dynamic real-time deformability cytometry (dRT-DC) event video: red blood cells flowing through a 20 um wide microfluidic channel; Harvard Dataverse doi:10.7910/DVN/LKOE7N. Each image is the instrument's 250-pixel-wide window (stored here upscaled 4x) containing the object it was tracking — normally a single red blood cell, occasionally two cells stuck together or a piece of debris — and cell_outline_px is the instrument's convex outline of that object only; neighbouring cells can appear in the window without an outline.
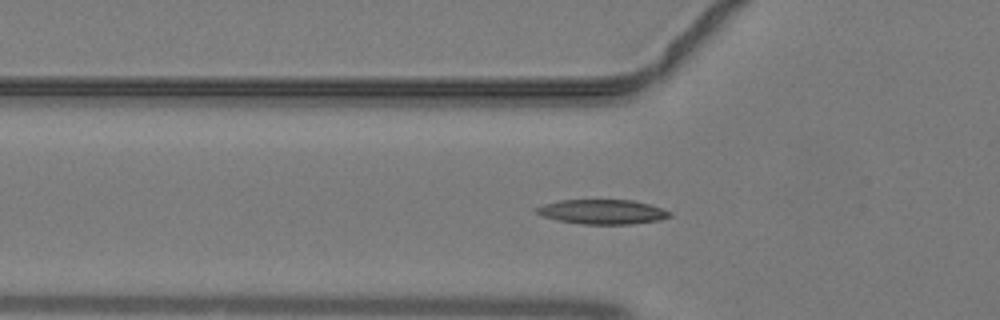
{"species": "common noctule bat (a hibernating species)", "species_latin": "Nyctalus noctula", "temperature_condition": "warm", "stored_images_in_passage": 39, "camera_frame_rate_fps": 3000, "um_per_image_px": 0.085, "animal": {"sex": "male", "body_mass_g": 19.2, "forearm_length_mm": 51.8}, "frame": {"image": 1, "passage_image": 11, "time_ms": 3.333, "image_size_px": [1000, 320], "cell_outline_px": [[672, 216], [660, 220], [628, 224], [580, 224], [556, 220], [544, 216], [536, 212], [536, 208], [544, 204], [560, 200], [632, 200], [648, 204], [672, 212]], "centroid_in_image_um": [51.21, 18.01], "position_along_channel_um": 74.6, "area_um2": 18.96}}
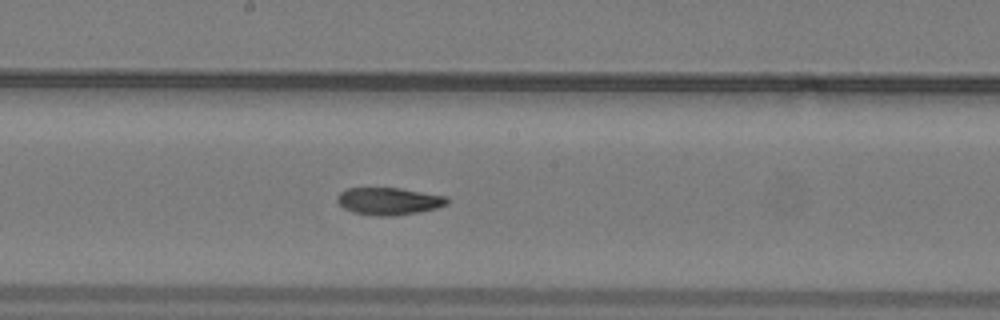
{"frame": {"image": 2, "passage_image": 20, "time_ms": 6.333, "image_size_px": [1000, 320], "cell_outline_px": [[448, 204], [436, 208], [420, 212], [392, 216], [376, 216], [352, 212], [344, 208], [336, 200], [336, 196], [340, 192], [348, 188], [400, 188], [448, 196]], "centroid_in_image_um": [33.06, 17.1], "position_along_channel_um": 215.1, "area_um2": 17.63}}
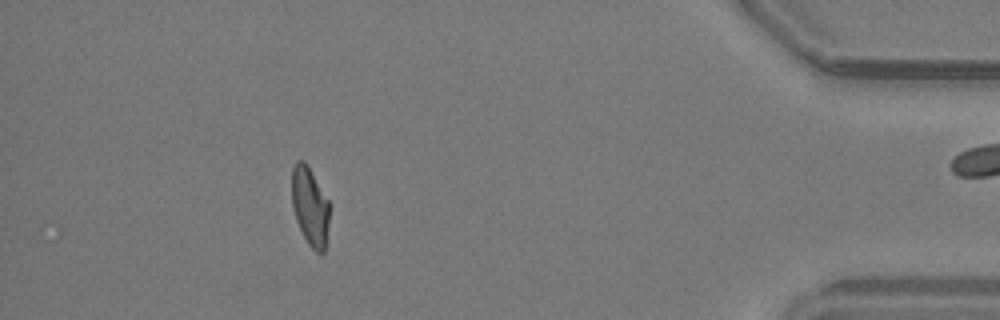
{"frame": {"image": 3, "passage_image": 36, "time_ms": 11.667, "image_size_px": [1000, 320], "cell_outline_px": [[332, 204], [324, 252], [320, 256], [308, 244], [296, 220], [292, 204], [292, 168], [296, 160], [304, 160]], "centroid_in_image_um": [26.39, 17.55], "position_along_channel_um": 408.8, "area_um2": 17.63}}